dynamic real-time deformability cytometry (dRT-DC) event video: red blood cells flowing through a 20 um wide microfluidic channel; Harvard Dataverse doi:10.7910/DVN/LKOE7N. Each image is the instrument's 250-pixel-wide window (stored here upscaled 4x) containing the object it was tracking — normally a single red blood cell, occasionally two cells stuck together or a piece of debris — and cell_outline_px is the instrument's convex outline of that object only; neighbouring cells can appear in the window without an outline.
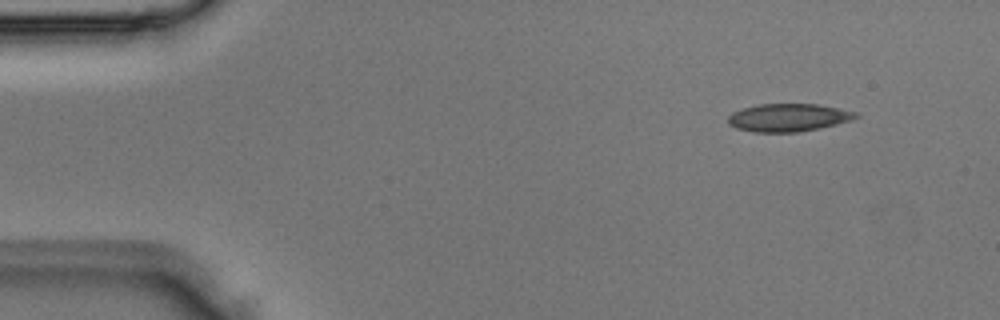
{"species": "Egyptian fruit bat (a non-hibernating species)", "species_latin": "Rousettus aegyptiacus", "temperature_condition": "room temperature", "stored_images_in_passage": 4, "camera_frame_rate_fps": 3000, "um_per_image_px": 0.085, "animal": {"sex": "male"}, "frame": {"image": 1, "passage_image": 1, "time_ms": 0.0, "image_size_px": [1000, 320], "cell_outline_px": [[860, 116], [852, 120], [820, 128], [800, 132], [752, 132], [736, 128], [728, 124], [728, 116], [732, 112], [744, 108], [760, 104], [816, 104], [856, 112]], "centroid_in_image_um": [66.99, 10.0], "position_along_channel_um": 18.0, "area_um2": 20.69}}
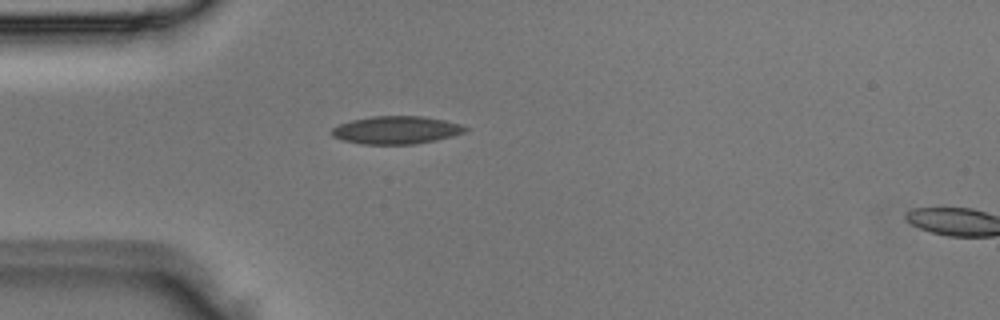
{"frame": {"image": 2, "passage_image": 3, "time_ms": 0.667, "image_size_px": [1000, 320], "cell_outline_px": [[468, 128], [464, 132], [452, 136], [436, 140], [412, 144], [360, 144], [344, 140], [332, 136], [328, 132], [332, 128], [340, 124], [352, 120], [372, 116], [424, 116], [444, 120], [460, 124]], "centroid_in_image_um": [33.65, 11.05], "position_along_channel_um": 51.3, "area_um2": 21.62}}